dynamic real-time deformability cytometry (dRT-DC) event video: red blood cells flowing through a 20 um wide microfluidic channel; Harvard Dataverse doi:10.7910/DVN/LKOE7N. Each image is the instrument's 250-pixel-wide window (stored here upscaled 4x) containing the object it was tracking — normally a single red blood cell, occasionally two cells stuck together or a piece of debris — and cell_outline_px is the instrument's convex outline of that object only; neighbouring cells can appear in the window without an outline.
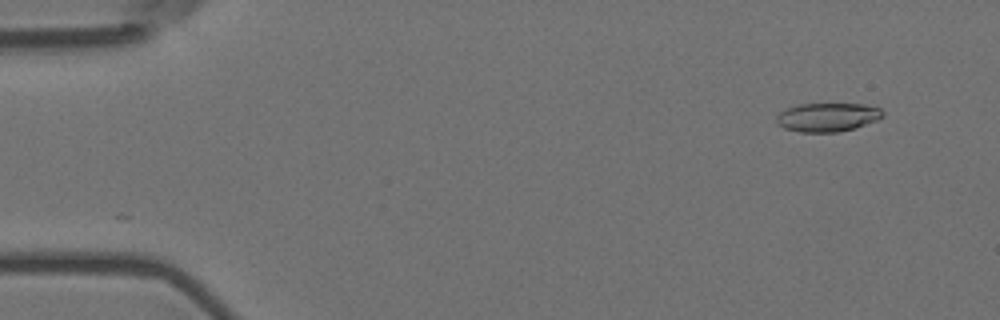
{"species": "Egyptian fruit bat (a non-hibernating species)", "species_latin": "Rousettus aegyptiacus", "temperature_condition": "room temperature", "stored_images_in_passage": 5, "camera_frame_rate_fps": 3000, "um_per_image_px": 0.085, "animal": {"sex": "female"}, "frame": {"image": 1, "passage_image": 1, "time_ms": 0.0, "image_size_px": [1000, 320], "cell_outline_px": [[884, 116], [876, 120], [856, 128], [840, 132], [800, 132], [784, 128], [776, 124], [776, 116], [780, 112], [788, 108], [800, 104], [864, 104], [880, 108], [884, 112]], "centroid_in_image_um": [70.34, 9.97], "position_along_channel_um": 14.7, "area_um2": 17.86}}
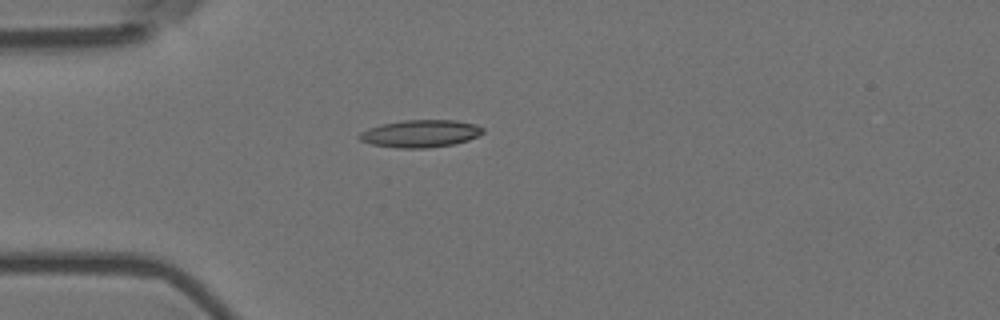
{"frame": {"image": 2, "passage_image": 4, "time_ms": 1.0, "image_size_px": [1000, 320], "cell_outline_px": [[484, 132], [468, 140], [456, 144], [428, 148], [396, 148], [372, 144], [360, 140], [356, 136], [360, 132], [368, 128], [384, 124], [404, 120], [456, 120], [476, 124], [484, 128]], "centroid_in_image_um": [35.74, 11.36], "position_along_channel_um": 49.3, "area_um2": 19.83}}